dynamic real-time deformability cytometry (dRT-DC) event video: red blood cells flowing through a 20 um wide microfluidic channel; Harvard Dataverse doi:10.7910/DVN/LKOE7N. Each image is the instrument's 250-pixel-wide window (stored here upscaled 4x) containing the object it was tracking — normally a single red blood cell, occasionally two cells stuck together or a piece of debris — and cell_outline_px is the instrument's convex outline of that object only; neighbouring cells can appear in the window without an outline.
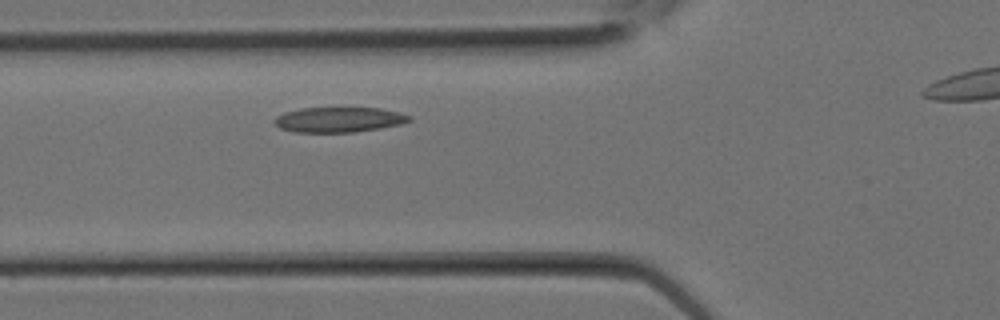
{"species": "Egyptian fruit bat (a non-hibernating species)", "species_latin": "Rousettus aegyptiacus", "temperature_condition": "room temperature", "stored_images_in_passage": 6, "camera_frame_rate_fps": 3000, "um_per_image_px": 0.085, "animal": {"sex": "female"}, "frame": {"image": 1, "passage_image": 5, "time_ms": 1.333, "image_size_px": [1000, 320], "cell_outline_px": [[412, 120], [400, 124], [380, 128], [356, 132], [292, 132], [280, 128], [272, 120], [276, 116], [284, 112], [300, 108], [380, 108], [400, 112], [412, 116]], "centroid_in_image_um": [28.8, 10.17], "position_along_channel_um": 97.0, "area_um2": 19.88}}